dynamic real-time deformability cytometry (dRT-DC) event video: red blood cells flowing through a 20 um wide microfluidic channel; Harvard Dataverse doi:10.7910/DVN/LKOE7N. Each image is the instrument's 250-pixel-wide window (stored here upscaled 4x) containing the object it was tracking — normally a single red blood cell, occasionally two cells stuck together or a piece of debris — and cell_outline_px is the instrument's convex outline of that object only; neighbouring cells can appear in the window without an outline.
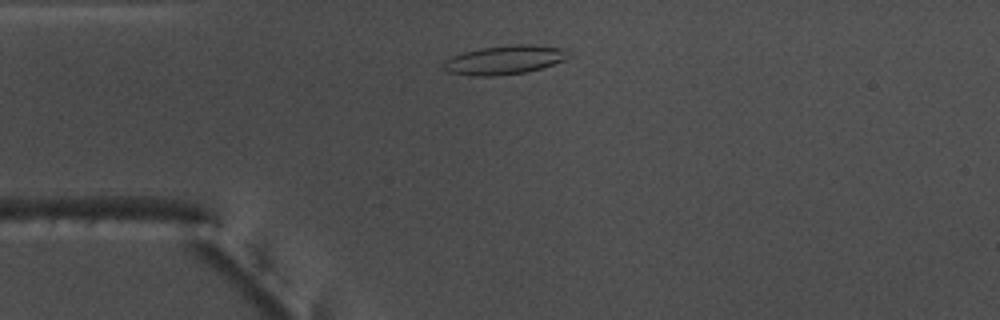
{"species": "common noctule bat (a hibernating species)", "species_latin": "Nyctalus noctula", "temperature_condition": "warm", "stored_images_in_passage": 37, "camera_frame_rate_fps": 3000, "um_per_image_px": 0.085, "animal": {"sex": "male", "body_mass_g": 17.5, "forearm_length_mm": 52.3}, "frame": {"image": 1, "passage_image": 4, "time_ms": 1.0, "image_size_px": [1000, 320], "cell_outline_px": [[572, 56], [564, 60], [528, 72], [496, 76], [472, 76], [448, 72], [444, 68], [444, 64], [452, 56], [464, 52], [480, 48], [512, 44], [532, 44], [564, 48]], "centroid_in_image_um": [42.93, 5.08], "position_along_channel_um": 42.1, "area_um2": 21.1}}
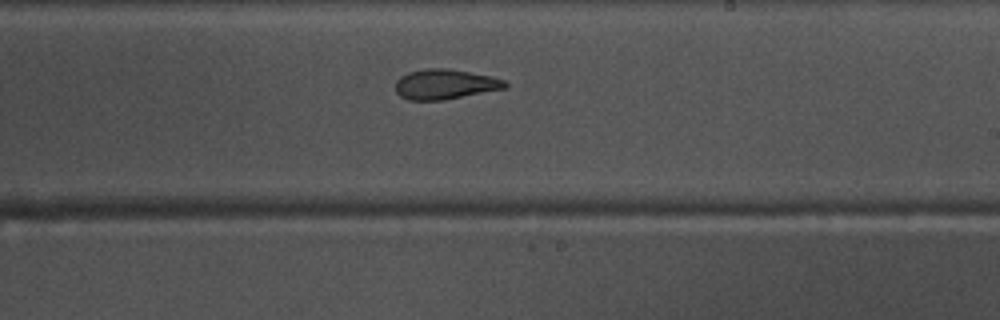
{"frame": {"image": 2, "passage_image": 22, "time_ms": 7.0, "image_size_px": [1000, 320], "cell_outline_px": [[508, 88], [444, 100], [408, 100], [400, 96], [396, 92], [396, 80], [400, 76], [408, 72], [424, 68], [448, 68], [492, 76], [504, 80], [508, 84]], "centroid_in_image_um": [37.83, 7.16], "position_along_channel_um": 251.2, "area_um2": 19.42}}
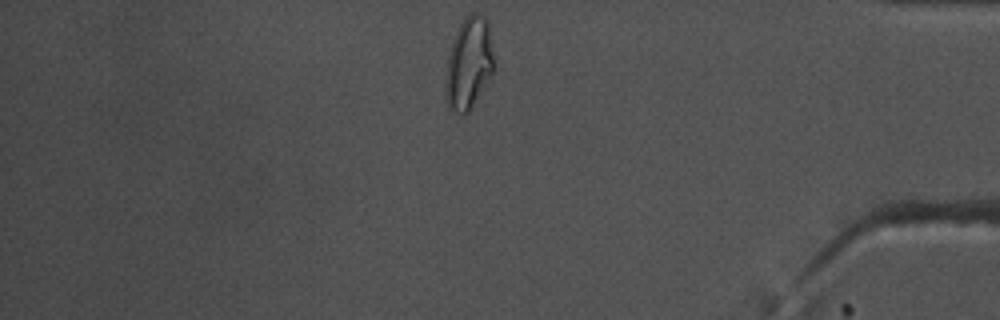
{"frame": {"image": 3, "passage_image": 36, "time_ms": 11.667, "image_size_px": [1000, 320], "cell_outline_px": [[496, 64], [492, 76], [468, 112], [460, 112], [452, 108], [444, 100], [444, 92], [448, 56], [456, 32], [464, 16], [472, 12], [476, 12], [484, 16], [488, 20]], "centroid_in_image_um": [39.89, 5.33], "position_along_channel_um": 395.3, "area_um2": 26.18}, "authors_computed_cell_mechanics": {"area_um2": 19.5942, "velocity_mm_per_s": 3.8173, "shape_relaxation_time_tau1_ms": 7.3532, "shape_relaxation_time_tau2_ms": 2.4952, "deformation_change_tau1": 0.2274, "deformation_change_tau2": 0.0989}}